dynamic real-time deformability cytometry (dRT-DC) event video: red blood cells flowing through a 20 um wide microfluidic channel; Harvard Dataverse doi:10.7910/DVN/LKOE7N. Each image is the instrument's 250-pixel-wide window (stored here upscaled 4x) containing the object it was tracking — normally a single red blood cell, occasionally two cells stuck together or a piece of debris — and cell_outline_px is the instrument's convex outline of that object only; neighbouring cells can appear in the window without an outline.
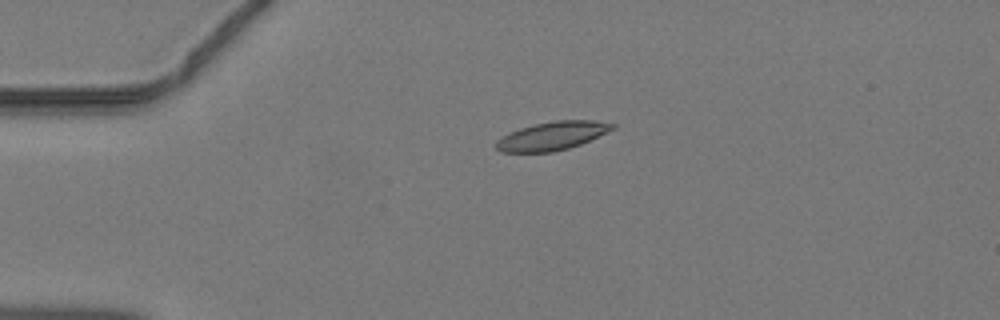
{"species": "common noctule bat (a hibernating species)", "species_latin": "Nyctalus noctula", "temperature_condition": "warm", "stored_images_in_passage": 36, "camera_frame_rate_fps": 3000, "um_per_image_px": 0.085, "animal": {"sex": "male", "body_mass_g": 19.2, "forearm_length_mm": 51.8}, "frame": {"image": 1, "passage_image": 1, "time_ms": 0.0, "image_size_px": [1000, 320], "cell_outline_px": [[616, 128], [580, 144], [568, 148], [552, 152], [500, 152], [496, 148], [496, 140], [508, 132], [520, 128], [536, 124], [556, 120], [596, 120], [616, 124]], "centroid_in_image_um": [46.93, 11.54], "position_along_channel_um": 38.1, "area_um2": 19.25}}
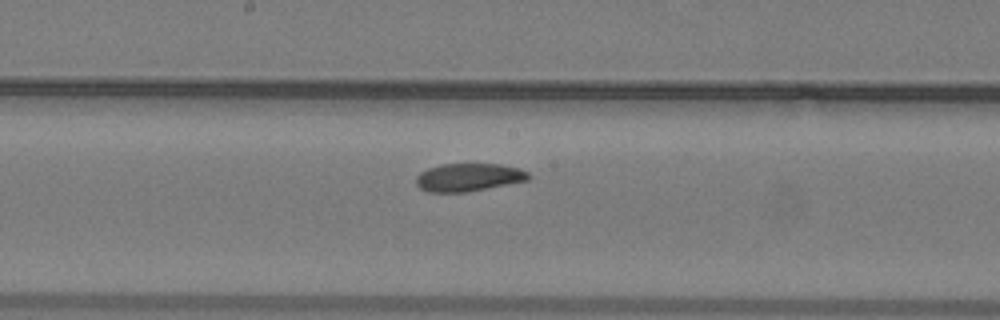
{"frame": {"image": 2, "passage_image": 15, "time_ms": 4.667, "image_size_px": [1000, 320], "cell_outline_px": [[532, 176], [528, 180], [468, 192], [428, 192], [420, 188], [416, 184], [416, 176], [420, 172], [428, 168], [440, 164], [500, 164], [520, 168], [528, 172]], "centroid_in_image_um": [39.83, 15.07], "position_along_channel_um": 208.4, "area_um2": 18.44}}
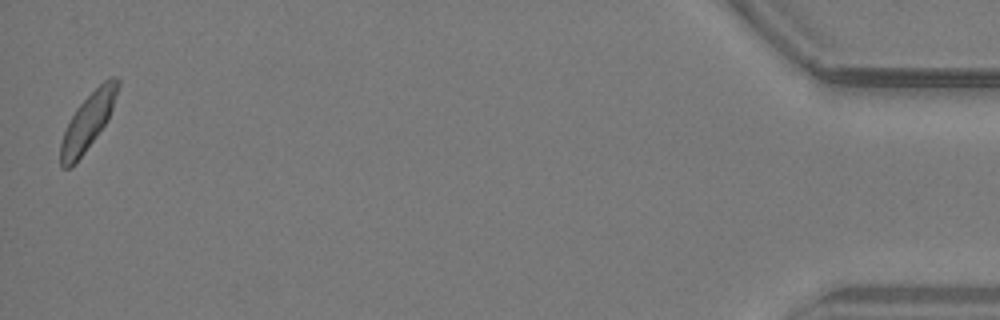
{"frame": {"image": 3, "passage_image": 36, "time_ms": 11.667, "image_size_px": [1000, 320], "cell_outline_px": [[120, 84], [108, 120], [84, 152], [68, 168], [60, 168], [60, 144], [64, 132], [76, 108], [108, 76], [116, 76], [120, 80]], "centroid_in_image_um": [7.49, 10.29], "position_along_channel_um": 427.7, "area_um2": 18.32}}